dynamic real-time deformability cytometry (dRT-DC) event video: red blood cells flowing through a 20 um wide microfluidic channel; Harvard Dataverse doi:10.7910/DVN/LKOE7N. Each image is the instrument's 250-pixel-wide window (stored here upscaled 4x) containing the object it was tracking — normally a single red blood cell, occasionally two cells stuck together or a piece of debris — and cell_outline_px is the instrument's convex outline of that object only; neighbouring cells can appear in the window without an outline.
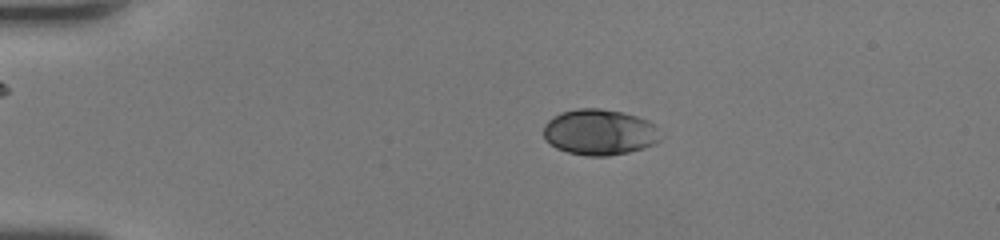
{"species": "human", "species_latin": "Homo sapiens", "temperature_condition": "room temperature", "stored_images_in_passage": 50, "camera_frame_rate_fps": 3000, "um_per_image_px": 0.085, "donor": {"sex": "female"}, "frame": {"image": 1, "passage_image": 11, "time_ms": 3.333, "image_size_px": [1000, 240], "cell_outline_px": [[664, 136], [660, 140], [644, 148], [628, 152], [608, 156], [588, 156], [568, 152], [556, 148], [544, 140], [544, 124], [548, 120], [560, 112], [576, 108], [600, 108], [624, 112], [648, 120]], "centroid_in_image_um": [50.95, 11.23], "position_along_channel_um": 34.0, "area_um2": 31.5}}
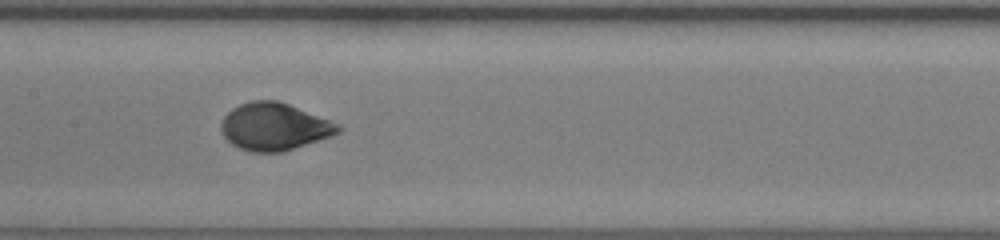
{"frame": {"image": 2, "passage_image": 26, "time_ms": 8.333, "image_size_px": [1000, 240], "cell_outline_px": [[340, 132], [332, 136], [280, 152], [252, 152], [240, 148], [232, 144], [220, 132], [220, 124], [224, 116], [232, 108], [240, 104], [252, 100], [276, 100], [288, 104], [340, 124]], "centroid_in_image_um": [23.28, 10.76], "position_along_channel_um": 184.1, "area_um2": 32.08}}
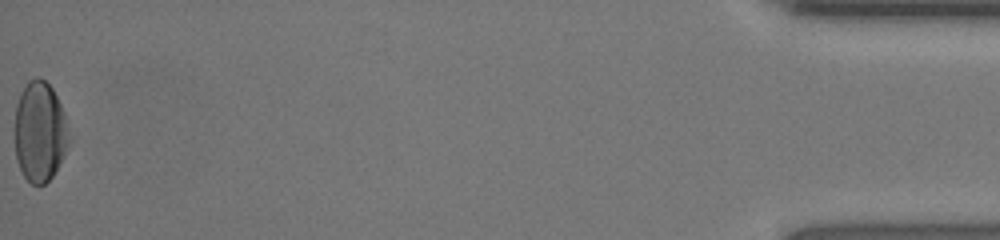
{"frame": {"image": 3, "passage_image": 50, "time_ms": 16.333, "image_size_px": [1000, 240], "cell_outline_px": [[68, 140], [64, 156], [52, 176], [44, 184], [32, 184], [24, 176], [16, 160], [16, 104], [20, 92], [28, 80], [36, 76], [44, 80], [52, 88], [64, 112], [68, 136]], "centroid_in_image_um": [3.37, 11.17], "position_along_channel_um": 431.8, "area_um2": 31.21}, "authors_computed_cell_mechanics": {"area_um2": 31.6744, "velocity_mm_per_s": 4.2693, "shape_relaxation_time_tau1_ms": 2.8892, "shape_relaxation_time_tau2_ms": null, "deformation_change_tau1": 0.1637, "deformation_change_tau2": null}}